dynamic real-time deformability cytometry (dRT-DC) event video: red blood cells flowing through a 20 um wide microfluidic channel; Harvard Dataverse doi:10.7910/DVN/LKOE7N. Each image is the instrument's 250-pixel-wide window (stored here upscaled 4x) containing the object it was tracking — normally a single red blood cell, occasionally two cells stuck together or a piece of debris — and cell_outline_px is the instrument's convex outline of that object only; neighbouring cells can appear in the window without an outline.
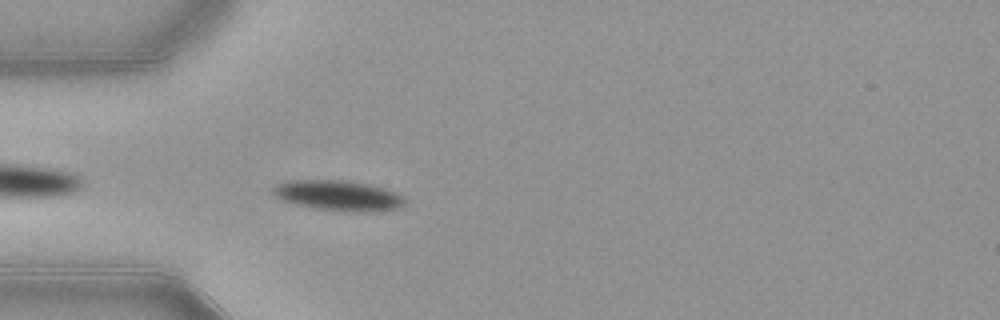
{"species": "common noctule bat (a hibernating species)", "species_latin": "Nyctalus noctula", "temperature_condition": "warm", "stored_images_in_passage": 32, "camera_frame_rate_fps": 3000, "um_per_image_px": 0.085, "animal": {"sex": "female", "body_mass_g": 21.9}, "frame": {"image": 1, "passage_image": 2, "time_ms": 0.333, "image_size_px": [1000, 320], "cell_outline_px": [[404, 204], [396, 208], [376, 212], [344, 212], [316, 208], [296, 204], [280, 200], [272, 192], [272, 188], [276, 184], [288, 180], [348, 180], [368, 184], [384, 188], [396, 192], [404, 196]], "centroid_in_image_um": [28.75, 16.62], "position_along_channel_um": 56.3, "area_um2": 23.52}}
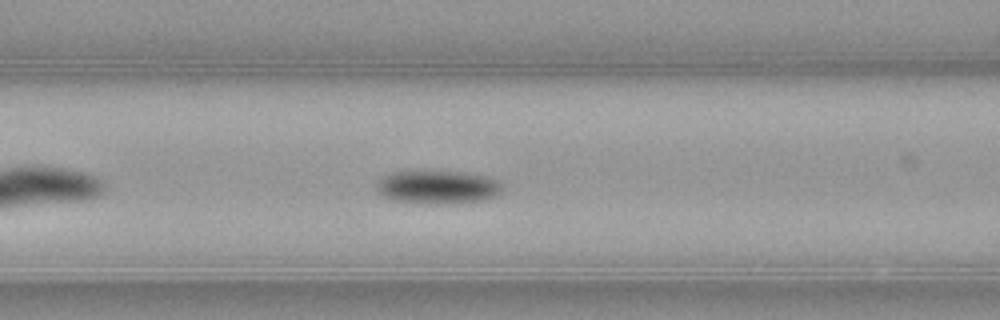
{"frame": {"image": 2, "passage_image": 8, "time_ms": 2.333, "image_size_px": [1000, 320], "cell_outline_px": [[504, 192], [496, 196], [484, 200], [448, 204], [428, 204], [392, 200], [384, 196], [376, 188], [376, 184], [388, 172], [464, 172], [488, 176], [500, 180], [504, 188]], "centroid_in_image_um": [37.29, 15.92], "position_along_channel_um": 129.3, "area_um2": 24.68}}
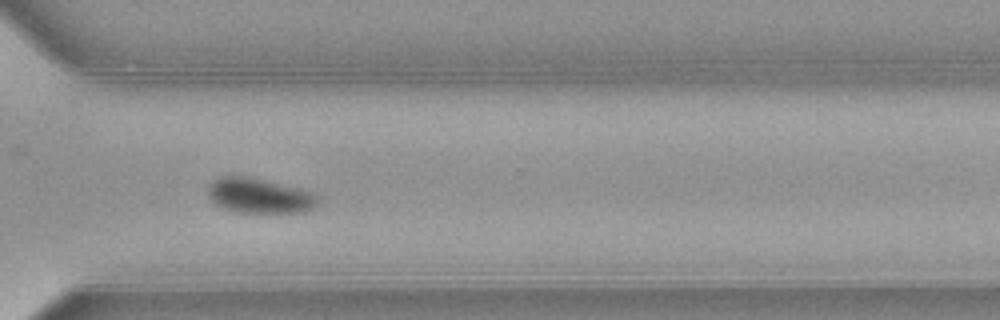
{"frame": {"image": 3, "passage_image": 25, "time_ms": 8.0, "image_size_px": [1000, 320], "cell_outline_px": [[320, 200], [312, 208], [304, 212], [236, 212], [224, 208], [216, 204], [208, 196], [208, 184], [212, 180], [220, 176], [244, 176], [296, 188], [308, 192], [316, 196]], "centroid_in_image_um": [21.97, 16.64], "position_along_channel_um": 348.6, "area_um2": 21.91}, "authors_computed_cell_mechanics": {"area_um2": 23.9003, "velocity_mm_per_s": 3.8662, "shape_relaxation_time_tau1_ms": 2.551, "shape_relaxation_time_tau2_ms": null, "deformation_change_tau1": 0.1167, "deformation_change_tau2": null}}